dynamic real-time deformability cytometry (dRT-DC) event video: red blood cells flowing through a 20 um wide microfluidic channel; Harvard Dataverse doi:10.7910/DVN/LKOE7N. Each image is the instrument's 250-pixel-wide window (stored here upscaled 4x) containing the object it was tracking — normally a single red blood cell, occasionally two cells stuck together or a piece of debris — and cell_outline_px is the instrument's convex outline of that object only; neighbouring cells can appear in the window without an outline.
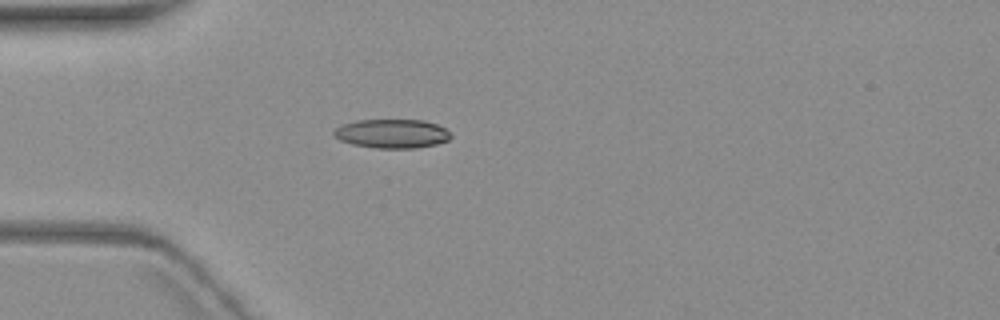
{"species": "common noctule bat (a hibernating species)", "species_latin": "Nyctalus noctula", "temperature_condition": "warm", "stored_images_in_passage": 2, "camera_frame_rate_fps": 3000, "um_per_image_px": 0.085, "animal": {"sex": "female", "body_mass_g": 19.3, "forearm_length_mm": 54.1}, "frame": {"image": 1, "passage_image": 1, "time_ms": 0.0, "image_size_px": [1000, 320], "cell_outline_px": [[452, 136], [448, 140], [436, 144], [416, 148], [376, 148], [352, 144], [340, 140], [332, 132], [336, 128], [344, 124], [356, 120], [424, 120], [436, 124], [444, 128]], "centroid_in_image_um": [33.32, 11.36], "position_along_channel_um": 51.7, "area_um2": 19.59}}